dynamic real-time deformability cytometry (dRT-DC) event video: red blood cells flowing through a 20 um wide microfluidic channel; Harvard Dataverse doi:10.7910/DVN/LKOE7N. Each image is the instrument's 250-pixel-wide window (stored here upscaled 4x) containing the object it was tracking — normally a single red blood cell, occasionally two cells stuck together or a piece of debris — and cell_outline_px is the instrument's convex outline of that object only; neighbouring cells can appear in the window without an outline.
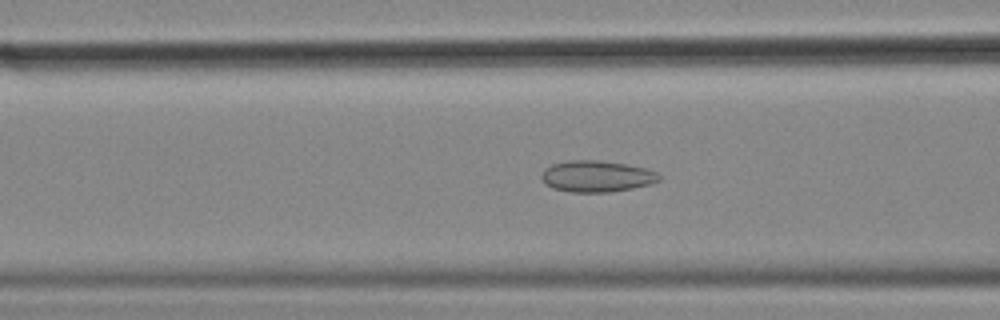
{"species": "common noctule bat (a hibernating species)", "species_latin": "Nyctalus noctula", "temperature_condition": "cold", "stored_images_in_passage": 56, "camera_frame_rate_fps": 3000, "um_per_image_px": 0.085, "animal": {"sex": "female", "body_mass_g": 18.4}, "frame": {"image": 1, "passage_image": 22, "time_ms": 7.0, "image_size_px": [1000, 320], "cell_outline_px": [[660, 180], [652, 184], [632, 188], [608, 192], [568, 192], [552, 188], [544, 184], [540, 176], [544, 168], [552, 164], [568, 160], [600, 160], [624, 164], [644, 168], [656, 172], [660, 176]], "centroid_in_image_um": [50.67, 14.99], "position_along_channel_um": 115.9, "area_um2": 21.62}}
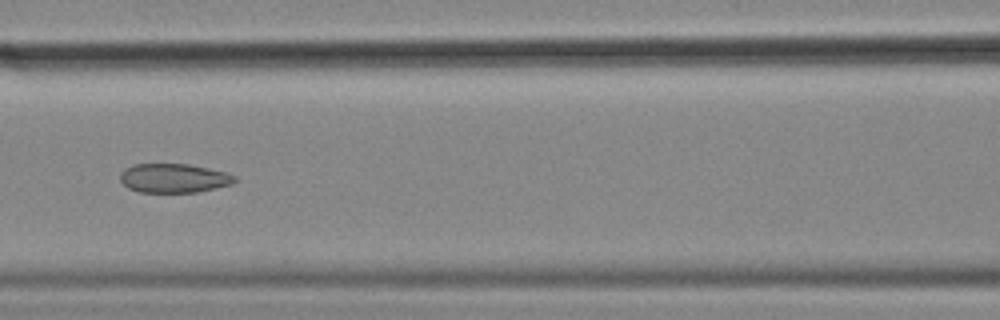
{"frame": {"image": 2, "passage_image": 25, "time_ms": 8.0, "image_size_px": [1000, 320], "cell_outline_px": [[236, 180], [232, 184], [196, 192], [140, 192], [128, 188], [120, 180], [120, 172], [124, 168], [132, 164], [188, 164], [208, 168], [224, 172], [236, 176]], "centroid_in_image_um": [14.73, 15.14], "position_along_channel_um": 151.9, "area_um2": 19.36}}
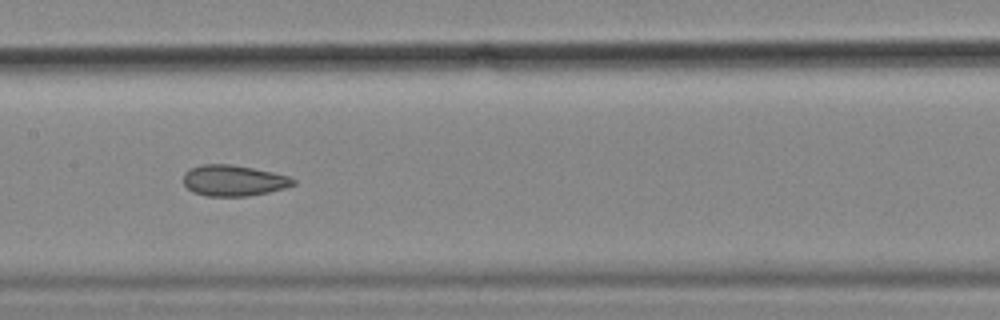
{"frame": {"image": 3, "passage_image": 28, "time_ms": 9.0, "image_size_px": [1000, 320], "cell_outline_px": [[296, 184], [284, 188], [268, 192], [248, 196], [208, 196], [192, 192], [184, 184], [184, 172], [188, 168], [200, 164], [228, 164], [252, 168], [272, 172], [288, 176], [296, 180]], "centroid_in_image_um": [19.83, 15.34], "position_along_channel_um": 187.6, "area_um2": 19.83}, "authors_computed_cell_mechanics": {"area_um2": 21.9929, "velocity_mm_per_s": 3.5848, "shape_relaxation_time_tau1_ms": null, "shape_relaxation_time_tau2_ms": 2.22, "deformation_change_tau1": null, "deformation_change_tau2": 0.0824}}